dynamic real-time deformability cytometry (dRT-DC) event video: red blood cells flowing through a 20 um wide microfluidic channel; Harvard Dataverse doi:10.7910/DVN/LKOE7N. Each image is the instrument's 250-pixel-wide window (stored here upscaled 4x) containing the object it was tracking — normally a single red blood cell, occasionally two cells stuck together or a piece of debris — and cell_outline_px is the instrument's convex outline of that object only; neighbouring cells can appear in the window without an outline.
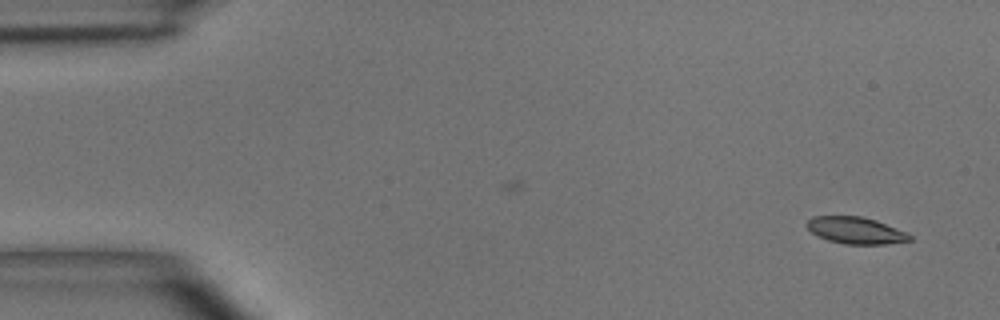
{"species": "common noctule bat (a hibernating species)", "species_latin": "Nyctalus noctula", "temperature_condition": "room temperature", "stored_images_in_passage": 2, "camera_frame_rate_fps": 3000, "um_per_image_px": 0.085, "animal": {"sex": "male", "body_mass_g": 15.6}, "frame": {"image": 1, "passage_image": 2, "time_ms": 1.333, "image_size_px": [1000, 320], "cell_outline_px": [[912, 240], [888, 244], [844, 244], [828, 240], [812, 232], [804, 224], [812, 216], [860, 216], [876, 220], [908, 232], [912, 236]], "centroid_in_image_um": [72.76, 19.58], "position_along_channel_um": 12.2, "area_um2": 16.13}}